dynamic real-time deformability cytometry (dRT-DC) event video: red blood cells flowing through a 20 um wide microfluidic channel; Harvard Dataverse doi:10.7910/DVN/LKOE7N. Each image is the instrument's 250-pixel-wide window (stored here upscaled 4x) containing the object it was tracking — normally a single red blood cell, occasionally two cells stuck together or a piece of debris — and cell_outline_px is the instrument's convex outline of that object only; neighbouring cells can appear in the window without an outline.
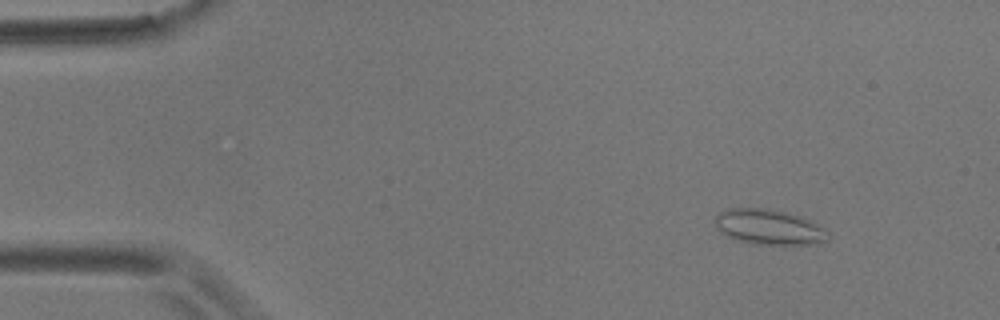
{"species": "common noctule bat (a hibernating species)", "species_latin": "Nyctalus noctula", "temperature_condition": "room temperature", "stored_images_in_passage": 2, "camera_frame_rate_fps": 3000, "um_per_image_px": 0.085, "animal": {"sex": "male", "body_mass_g": 17.9}, "frame": {"image": 1, "passage_image": 2, "time_ms": 2.0, "image_size_px": [1000, 320], "cell_outline_px": [[828, 240], [816, 244], [752, 244], [728, 236], [720, 232], [716, 224], [716, 216], [720, 212], [732, 208], [768, 208], [800, 216], [812, 220], [824, 228], [828, 232]], "centroid_in_image_um": [65.41, 19.3], "position_along_channel_um": 19.6, "area_um2": 23.06}}